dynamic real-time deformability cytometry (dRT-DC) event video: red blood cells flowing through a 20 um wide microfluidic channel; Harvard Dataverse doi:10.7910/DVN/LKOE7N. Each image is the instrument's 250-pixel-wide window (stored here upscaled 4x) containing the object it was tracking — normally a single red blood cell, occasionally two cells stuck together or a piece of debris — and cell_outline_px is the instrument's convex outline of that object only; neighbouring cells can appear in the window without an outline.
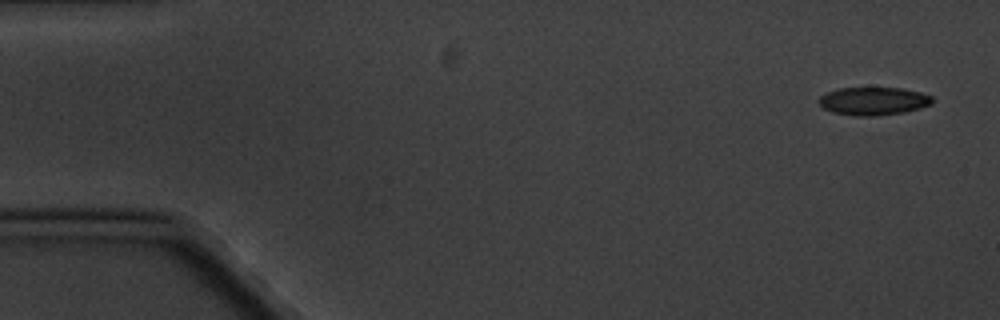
{"species": "common noctule bat (a hibernating species)", "species_latin": "Nyctalus noctula", "temperature_condition": "cold", "stored_images_in_passage": 10, "camera_frame_rate_fps": 3000, "um_per_image_px": 0.085, "animal": {"sex": "male", "body_mass_g": 20.1, "forearm_length_mm": 53.5}, "frame": {"image": 1, "passage_image": 1, "time_ms": 0.0, "image_size_px": [1000, 320], "cell_outline_px": [[932, 104], [920, 108], [904, 112], [876, 116], [856, 116], [832, 112], [824, 108], [816, 100], [820, 96], [828, 92], [840, 88], [904, 88], [920, 92], [932, 96]], "centroid_in_image_um": [74.24, 8.59], "position_along_channel_um": 10.8, "area_um2": 18.55}}
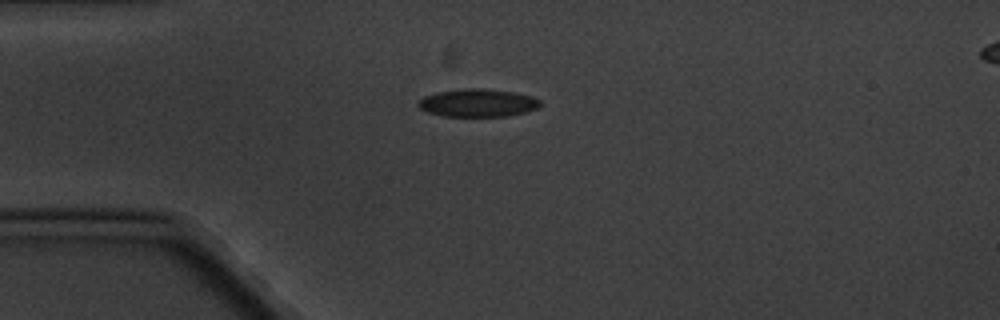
{"frame": {"image": 2, "passage_image": 4, "time_ms": 4.0, "image_size_px": [1000, 320], "cell_outline_px": [[540, 104], [536, 108], [524, 112], [508, 116], [444, 116], [428, 112], [420, 108], [416, 104], [424, 96], [440, 92], [464, 88], [480, 88], [512, 92], [532, 96], [540, 100]], "centroid_in_image_um": [40.6, 8.75], "position_along_channel_um": 44.4, "area_um2": 19.54}}
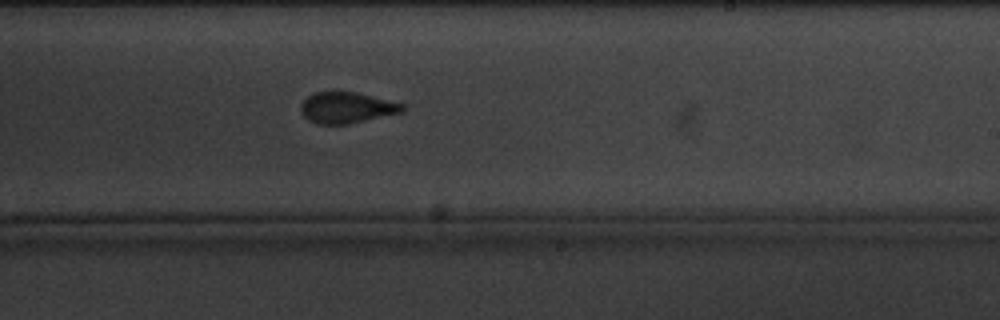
{"frame": {"image": 3, "passage_image": 10, "time_ms": 11.0, "image_size_px": [1000, 320], "cell_outline_px": [[404, 112], [348, 124], [316, 124], [308, 120], [300, 112], [300, 104], [312, 92], [356, 92], [404, 104]], "centroid_in_image_um": [29.44, 9.16], "position_along_channel_um": 259.6, "area_um2": 18.44}}